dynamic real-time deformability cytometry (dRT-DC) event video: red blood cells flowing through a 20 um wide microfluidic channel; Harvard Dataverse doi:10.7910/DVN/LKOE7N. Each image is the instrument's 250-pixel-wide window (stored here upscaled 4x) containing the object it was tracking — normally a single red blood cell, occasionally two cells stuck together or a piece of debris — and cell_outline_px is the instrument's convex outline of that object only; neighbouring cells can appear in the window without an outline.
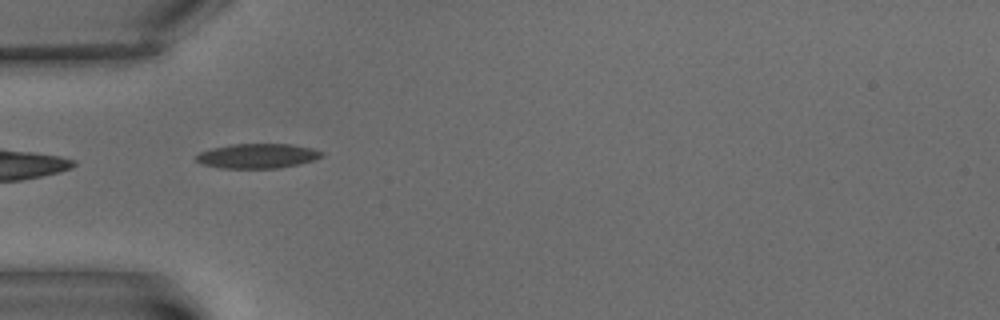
{"species": "common noctule bat (a hibernating species)", "species_latin": "Nyctalus noctula", "temperature_condition": "warm", "stored_images_in_passage": 4, "camera_frame_rate_fps": 3000, "um_per_image_px": 0.085, "animal": {"sex": "male", "body_mass_g": 15.6}, "frame": {"image": 1, "passage_image": 2, "time_ms": 1.0, "image_size_px": [1000, 320], "cell_outline_px": [[324, 156], [300, 164], [280, 168], [220, 168], [204, 164], [196, 160], [196, 156], [200, 152], [212, 148], [232, 144], [292, 144], [312, 148], [324, 152]], "centroid_in_image_um": [21.92, 13.25], "position_along_channel_um": 63.1, "area_um2": 18.03}}
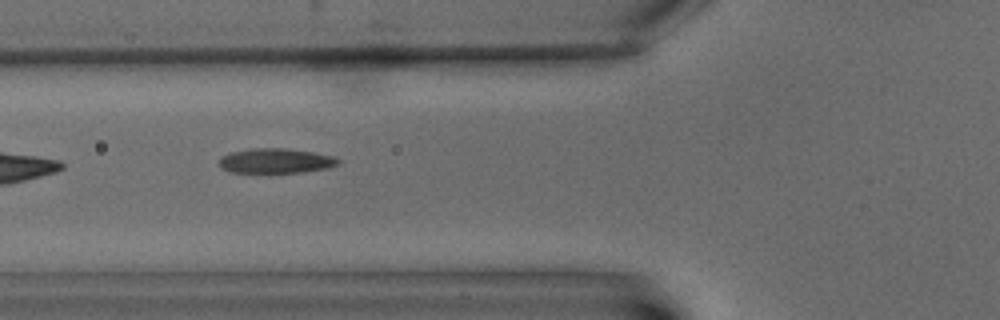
{"frame": {"image": 2, "passage_image": 3, "time_ms": 2.333, "image_size_px": [1000, 320], "cell_outline_px": [[340, 164], [328, 168], [304, 172], [232, 172], [220, 168], [220, 160], [224, 156], [232, 152], [252, 148], [284, 148], [312, 152], [332, 156], [340, 160]], "centroid_in_image_um": [23.48, 13.67], "position_along_channel_um": 102.3, "area_um2": 16.99}}